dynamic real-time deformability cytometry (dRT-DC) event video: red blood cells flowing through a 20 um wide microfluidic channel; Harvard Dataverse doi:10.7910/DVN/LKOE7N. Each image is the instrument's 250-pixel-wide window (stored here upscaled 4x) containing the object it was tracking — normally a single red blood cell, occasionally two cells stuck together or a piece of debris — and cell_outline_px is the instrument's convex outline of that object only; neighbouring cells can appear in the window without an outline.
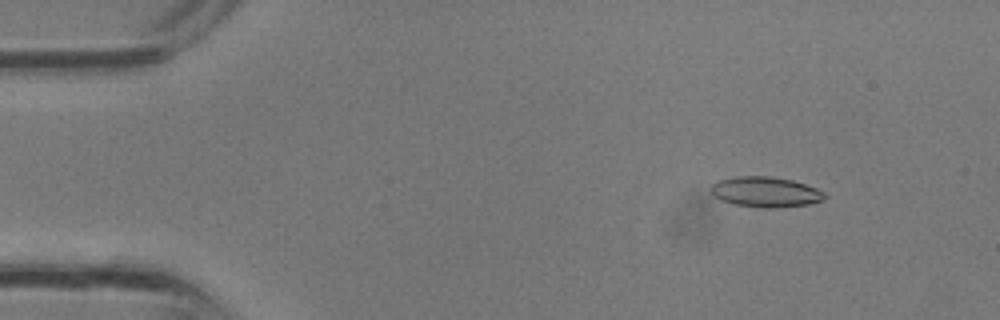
{"species": "common noctule bat (a hibernating species)", "species_latin": "Nyctalus noctula", "temperature_condition": "room temperature", "stored_images_in_passage": 34, "camera_frame_rate_fps": 3000, "um_per_image_px": 0.085, "animal": {"sex": "male", "body_mass_g": 13.3}, "frame": {"image": 1, "passage_image": 4, "time_ms": 1.0, "image_size_px": [1000, 320], "cell_outline_px": [[828, 196], [824, 200], [808, 204], [776, 208], [760, 208], [736, 204], [720, 200], [712, 196], [708, 188], [712, 184], [720, 180], [736, 176], [768, 176], [792, 180], [816, 188], [824, 192]], "centroid_in_image_um": [65.04, 16.32], "position_along_channel_um": 20.0, "area_um2": 20.29}}
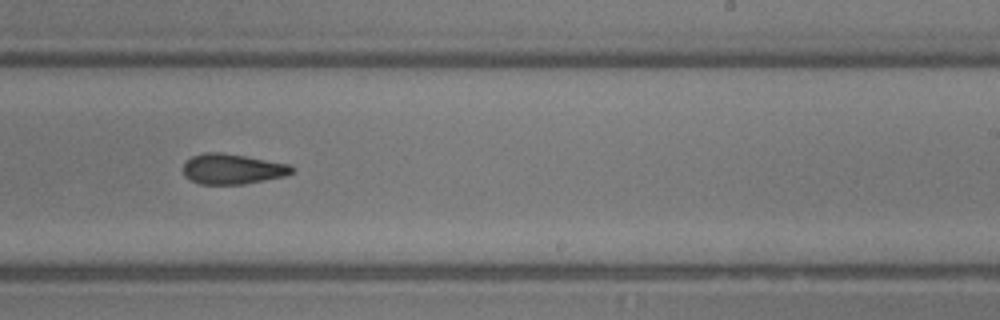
{"frame": {"image": 2, "passage_image": 21, "time_ms": 6.667, "image_size_px": [1000, 320], "cell_outline_px": [[296, 168], [292, 172], [284, 176], [244, 184], [200, 184], [184, 176], [184, 160], [192, 156], [204, 152], [220, 152], [244, 156], [288, 164]], "centroid_in_image_um": [19.72, 14.36], "position_along_channel_um": 269.3, "area_um2": 19.07}}
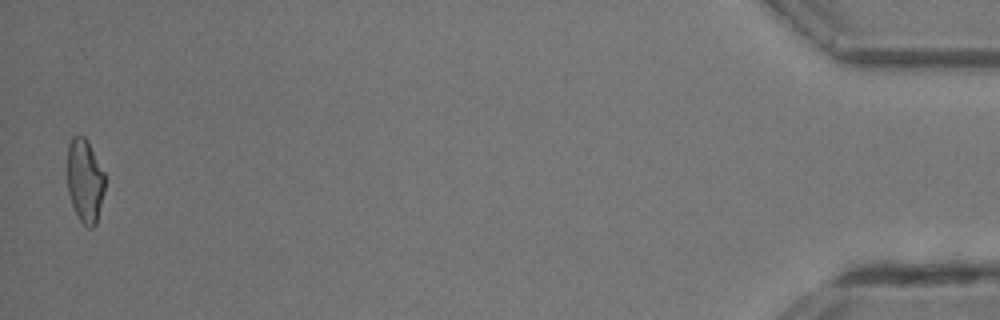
{"frame": {"image": 3, "passage_image": 34, "time_ms": 11.0, "image_size_px": [1000, 320], "cell_outline_px": [[104, 192], [96, 224], [92, 228], [88, 228], [80, 220], [72, 204], [68, 192], [68, 144], [72, 136], [84, 136], [88, 140], [104, 172]], "centroid_in_image_um": [7.22, 15.34], "position_along_channel_um": 428.0, "area_um2": 18.21}}